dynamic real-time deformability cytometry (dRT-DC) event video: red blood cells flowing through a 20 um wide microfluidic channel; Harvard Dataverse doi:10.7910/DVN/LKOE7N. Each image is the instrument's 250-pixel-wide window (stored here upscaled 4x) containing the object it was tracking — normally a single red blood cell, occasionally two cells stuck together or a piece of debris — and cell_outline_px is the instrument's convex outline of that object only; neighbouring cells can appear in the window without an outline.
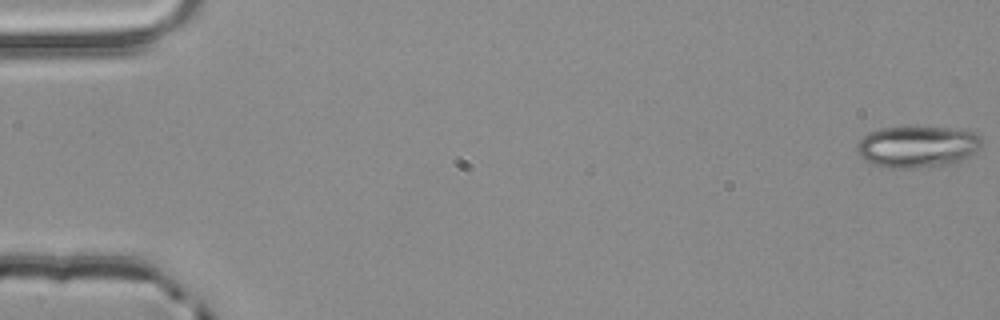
{"species": "common noctule bat (a hibernating species)", "species_latin": "Nyctalus noctula", "temperature_condition": "room temperature", "stored_images_in_passage": 53, "camera_frame_rate_fps": 3000, "um_per_image_px": 0.085, "animal": {"sex": "male", "body_mass_g": 20.4}, "frame": {"image": 1, "passage_image": 1, "time_ms": 0.0, "image_size_px": [1000, 320], "cell_outline_px": [[984, 144], [976, 152], [956, 164], [908, 168], [880, 168], [864, 160], [856, 152], [856, 144], [868, 132], [880, 128], [952, 128], [972, 132], [980, 136], [984, 140]], "centroid_in_image_um": [77.98, 12.49], "position_along_channel_um": 7.0, "area_um2": 30.58}}
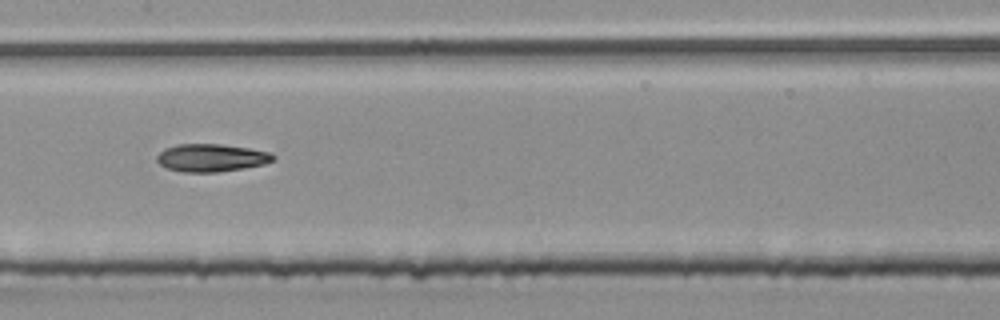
{"frame": {"image": 2, "passage_image": 28, "time_ms": 9.0, "image_size_px": [1000, 320], "cell_outline_px": [[276, 156], [272, 160], [264, 164], [216, 172], [184, 172], [168, 168], [160, 164], [156, 160], [156, 156], [164, 148], [176, 144], [220, 144], [248, 148], [272, 152]], "centroid_in_image_um": [17.94, 13.4], "position_along_channel_um": 189.5, "area_um2": 18.67}}
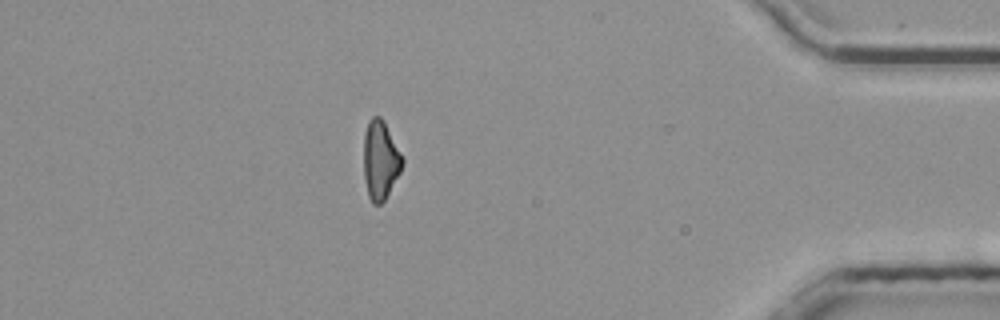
{"frame": {"image": 3, "passage_image": 48, "time_ms": 15.667, "image_size_px": [1000, 320], "cell_outline_px": [[404, 164], [400, 172], [384, 200], [380, 204], [372, 204], [368, 196], [364, 176], [364, 132], [368, 120], [372, 116], [380, 116], [384, 120], [404, 156]], "centroid_in_image_um": [32.34, 13.56], "position_along_channel_um": 402.9, "area_um2": 18.03}}